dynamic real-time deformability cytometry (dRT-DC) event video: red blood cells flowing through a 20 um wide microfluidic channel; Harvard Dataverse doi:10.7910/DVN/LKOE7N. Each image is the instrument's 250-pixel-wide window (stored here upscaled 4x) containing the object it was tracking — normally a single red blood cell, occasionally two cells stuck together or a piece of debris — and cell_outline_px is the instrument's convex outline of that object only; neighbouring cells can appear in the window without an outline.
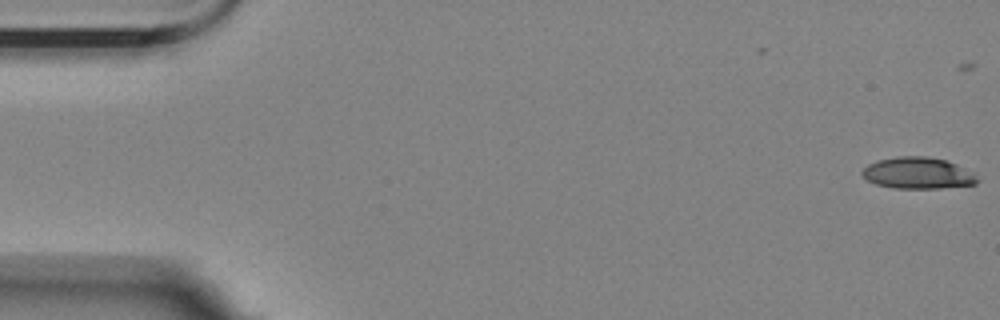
{"species": "Egyptian fruit bat (a non-hibernating species)", "species_latin": "Rousettus aegyptiacus", "temperature_condition": "room temperature", "stored_images_in_passage": 49, "camera_frame_rate_fps": 3000, "um_per_image_px": 0.085, "animal": {"sex": "female"}, "frame": {"image": 1, "passage_image": 1, "time_ms": 0.0, "image_size_px": [1000, 320], "cell_outline_px": [[980, 180], [976, 184], [940, 188], [892, 188], [876, 184], [868, 180], [860, 172], [868, 164], [876, 160], [896, 156], [924, 156], [944, 160], [956, 164], [976, 176]], "centroid_in_image_um": [77.98, 14.71], "position_along_channel_um": 7.0, "area_um2": 20.98}}
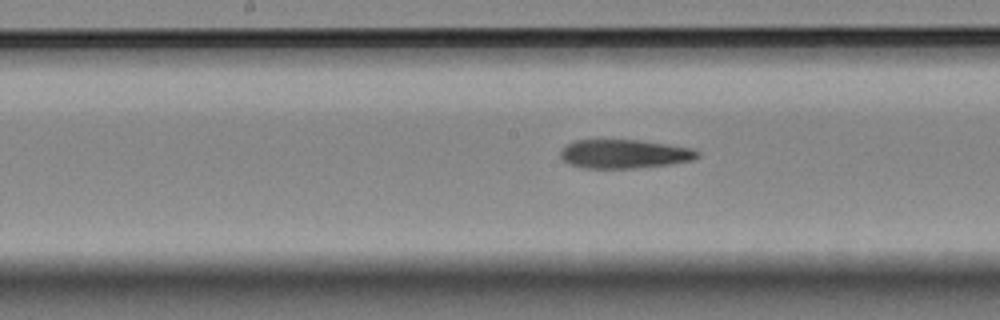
{"frame": {"image": 2, "passage_image": 28, "time_ms": 9.0, "image_size_px": [1000, 320], "cell_outline_px": [[700, 156], [692, 160], [668, 164], [636, 168], [584, 168], [568, 164], [560, 156], [560, 148], [564, 144], [576, 140], [636, 140], [664, 144], [688, 148], [700, 152]], "centroid_in_image_um": [52.98, 13.08], "position_along_channel_um": 195.2, "area_um2": 22.89}}
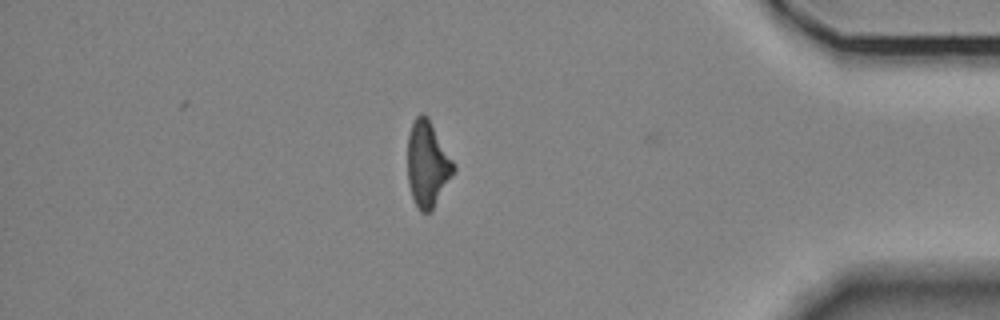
{"frame": {"image": 3, "passage_image": 48, "time_ms": 15.667, "image_size_px": [1000, 320], "cell_outline_px": [[456, 168], [432, 208], [428, 212], [420, 212], [412, 196], [408, 184], [408, 132], [416, 116], [420, 112], [424, 112], [428, 116], [452, 160]], "centroid_in_image_um": [36.3, 13.88], "position_along_channel_um": 398.9, "area_um2": 22.54}}